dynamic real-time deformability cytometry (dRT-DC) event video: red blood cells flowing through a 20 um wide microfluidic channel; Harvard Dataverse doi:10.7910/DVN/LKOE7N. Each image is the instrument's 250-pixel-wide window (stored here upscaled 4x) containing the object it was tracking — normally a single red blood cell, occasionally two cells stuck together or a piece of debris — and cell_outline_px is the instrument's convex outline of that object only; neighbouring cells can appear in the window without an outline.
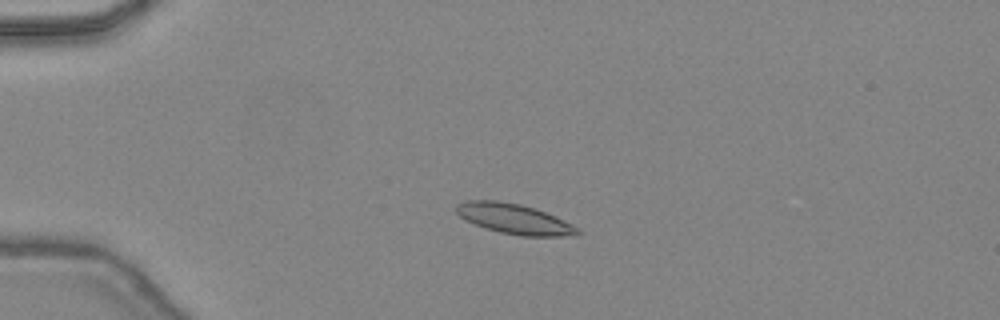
{"species": "common noctule bat (a hibernating species)", "species_latin": "Nyctalus noctula", "temperature_condition": "warm", "stored_images_in_passage": 46, "camera_frame_rate_fps": 3000, "um_per_image_px": 0.085, "animal": {"sex": "female", "body_mass_g": 24.6, "forearm_length_mm": 56.2}, "frame": {"image": 1, "passage_image": 11, "time_ms": 3.333, "image_size_px": [1000, 320], "cell_outline_px": [[580, 232], [576, 236], [520, 236], [500, 232], [484, 228], [460, 216], [456, 212], [456, 204], [464, 200], [496, 200], [520, 204], [536, 208], [556, 216], [580, 228]], "centroid_in_image_um": [43.75, 18.6], "position_along_channel_um": 41.3, "area_um2": 21.44}}
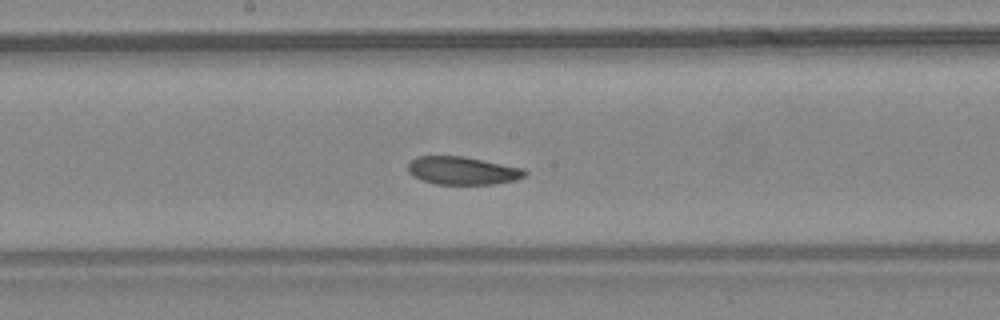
{"frame": {"image": 2, "passage_image": 25, "time_ms": 8.0, "image_size_px": [1000, 320], "cell_outline_px": [[528, 172], [524, 176], [516, 180], [496, 184], [436, 184], [412, 176], [408, 172], [408, 164], [416, 156], [464, 156], [524, 168]], "centroid_in_image_um": [39.33, 14.5], "position_along_channel_um": 208.9, "area_um2": 19.13}}
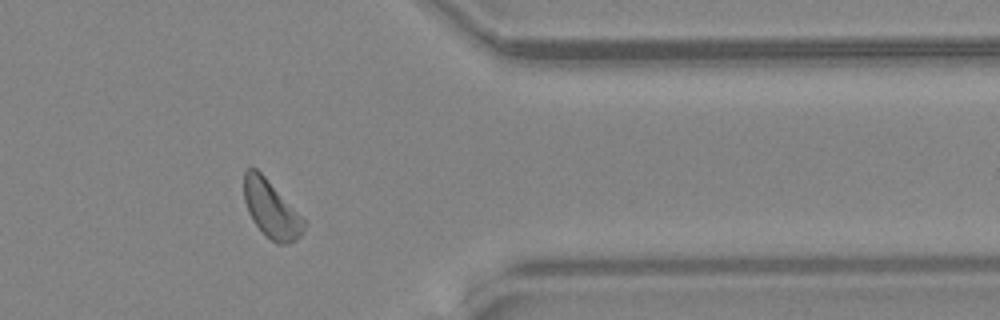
{"frame": {"image": 3, "passage_image": 38, "time_ms": 12.333, "image_size_px": [1000, 320], "cell_outline_px": [[308, 224], [300, 236], [296, 240], [288, 244], [276, 244], [252, 220], [248, 212], [244, 200], [244, 172], [248, 168], [256, 168], [264, 176]], "centroid_in_image_um": [23.05, 17.8], "position_along_channel_um": 388.3, "area_um2": 19.59}, "authors_computed_cell_mechanics": {"area_um2": 20.1433, "velocity_mm_per_s": 4.4343, "shape_relaxation_time_tau1_ms": 3.724, "shape_relaxation_time_tau2_ms": 10.9186, "deformation_change_tau1": 0.1009, "deformation_change_tau2": 0.1924}}